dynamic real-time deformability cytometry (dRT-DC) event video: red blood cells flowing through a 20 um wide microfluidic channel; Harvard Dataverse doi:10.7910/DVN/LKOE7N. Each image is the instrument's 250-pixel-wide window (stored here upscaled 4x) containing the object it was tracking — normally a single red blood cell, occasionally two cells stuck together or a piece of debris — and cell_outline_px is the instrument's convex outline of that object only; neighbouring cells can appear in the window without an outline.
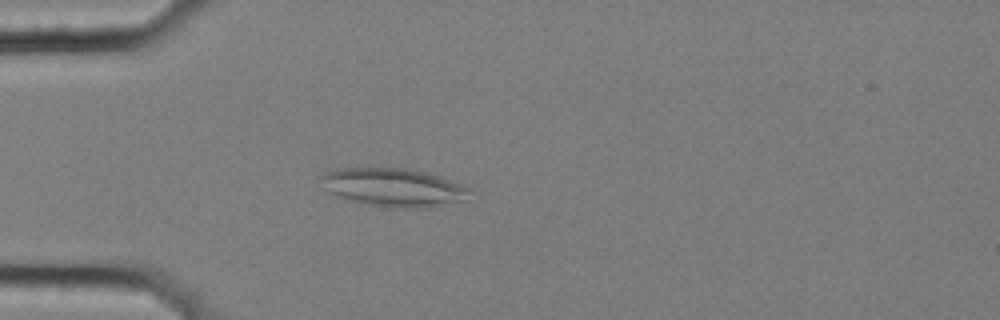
{"species": "common noctule bat (a hibernating species)", "species_latin": "Nyctalus noctula", "temperature_condition": "cold", "stored_images_in_passage": 42, "camera_frame_rate_fps": 3000, "um_per_image_px": 0.085, "animal": {"sex": "female", "body_mass_g": 25.1}, "frame": {"image": 1, "passage_image": 2, "time_ms": 0.333, "image_size_px": [1000, 320], "cell_outline_px": [[476, 192], [468, 200], [436, 208], [400, 208], [368, 204], [344, 200], [336, 196], [324, 188], [320, 176], [324, 172], [336, 168], [404, 168], [424, 172], [464, 184]], "centroid_in_image_um": [33.54, 15.95], "position_along_channel_um": 51.5, "area_um2": 33.99}}
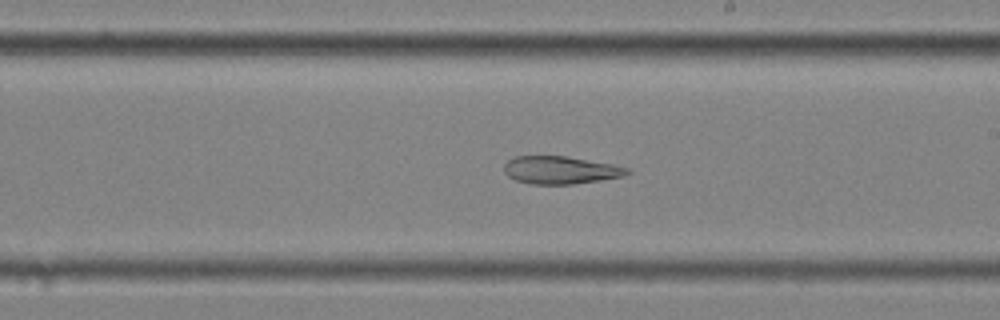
{"frame": {"image": 2, "passage_image": 19, "time_ms": 6.0, "image_size_px": [1000, 320], "cell_outline_px": [[632, 172], [624, 176], [600, 180], [572, 184], [532, 184], [516, 180], [508, 176], [504, 172], [504, 164], [512, 156], [564, 156], [612, 164], [628, 168]], "centroid_in_image_um": [47.62, 14.45], "position_along_channel_um": 241.4, "area_um2": 19.83}}
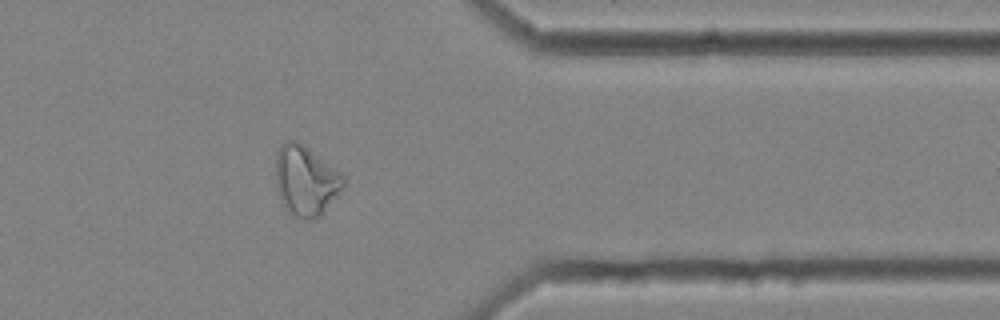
{"frame": {"image": 3, "passage_image": 32, "time_ms": 10.333, "image_size_px": [1000, 320], "cell_outline_px": [[344, 184], [320, 216], [316, 220], [308, 220], [296, 216], [288, 212], [276, 188], [276, 152], [280, 144], [288, 140], [296, 140], [304, 144], [336, 168], [344, 176]], "centroid_in_image_um": [25.96, 15.32], "position_along_channel_um": 385.4, "area_um2": 27.51}, "authors_computed_cell_mechanics": {"area_um2": 23.9581, "velocity_mm_per_s": 3.5653, "shape_relaxation_time_tau1_ms": null, "shape_relaxation_time_tau2_ms": 7.1413, "deformation_change_tau1": null, "deformation_change_tau2": 0.1742}}